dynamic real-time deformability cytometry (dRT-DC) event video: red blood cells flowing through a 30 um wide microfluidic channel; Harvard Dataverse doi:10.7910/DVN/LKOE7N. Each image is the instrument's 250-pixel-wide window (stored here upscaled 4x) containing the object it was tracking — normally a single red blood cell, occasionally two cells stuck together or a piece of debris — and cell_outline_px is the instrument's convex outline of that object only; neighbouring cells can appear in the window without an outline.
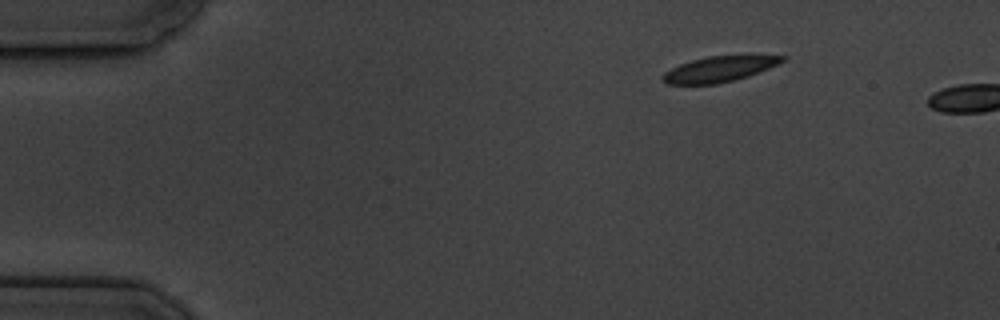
{"species": "common noctule bat (a hibernating species)", "species_latin": "Nyctalus noctula", "temperature_condition": "cold", "stored_images_in_passage": 2, "camera_frame_rate_fps": 3000, "um_per_image_px": 0.085, "animal": {"sex": "male", "body_mass_g": 19.5, "forearm_length_mm": 54.6}, "frame": {"image": 1, "passage_image": 1, "time_ms": 0.0, "image_size_px": [1000, 320], "cell_outline_px": [[788, 56], [784, 60], [768, 68], [748, 76], [716, 84], [664, 84], [660, 80], [660, 76], [664, 72], [680, 64], [692, 60], [708, 56], [748, 52], [752, 52]], "centroid_in_image_um": [61.2, 5.81], "position_along_channel_um": 23.8, "area_um2": 18.67}}